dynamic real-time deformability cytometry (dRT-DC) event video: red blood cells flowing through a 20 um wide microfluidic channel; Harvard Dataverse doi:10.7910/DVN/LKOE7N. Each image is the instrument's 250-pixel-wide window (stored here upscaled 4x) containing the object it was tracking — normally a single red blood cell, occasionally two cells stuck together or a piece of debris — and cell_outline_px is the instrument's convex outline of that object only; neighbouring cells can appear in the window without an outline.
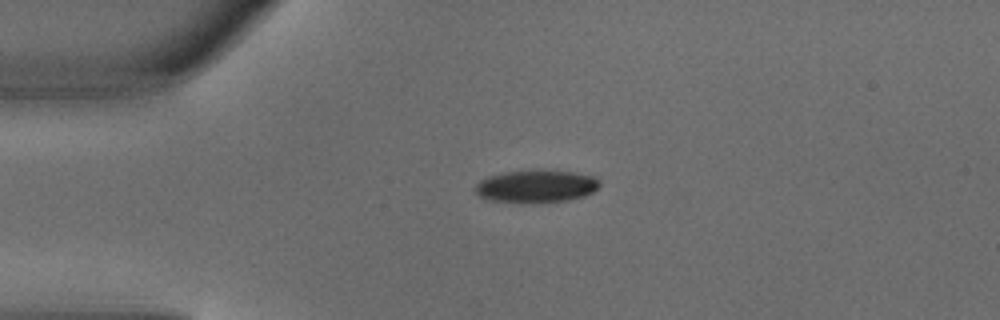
{"species": "common noctule bat (a hibernating species)", "species_latin": "Nyctalus noctula", "temperature_condition": "warm", "stored_images_in_passage": 2, "camera_frame_rate_fps": 3000, "um_per_image_px": 0.085, "animal": {"sex": "male", "body_mass_g": 18.8}, "frame": {"image": 1, "passage_image": 1, "time_ms": 0.0, "image_size_px": [1000, 320], "cell_outline_px": [[600, 184], [592, 192], [584, 196], [568, 200], [536, 204], [520, 204], [492, 200], [480, 196], [476, 192], [476, 184], [480, 180], [488, 176], [504, 172], [536, 168], [572, 172], [592, 176], [600, 180]], "centroid_in_image_um": [45.56, 15.83], "position_along_channel_um": 39.4, "area_um2": 24.28}}